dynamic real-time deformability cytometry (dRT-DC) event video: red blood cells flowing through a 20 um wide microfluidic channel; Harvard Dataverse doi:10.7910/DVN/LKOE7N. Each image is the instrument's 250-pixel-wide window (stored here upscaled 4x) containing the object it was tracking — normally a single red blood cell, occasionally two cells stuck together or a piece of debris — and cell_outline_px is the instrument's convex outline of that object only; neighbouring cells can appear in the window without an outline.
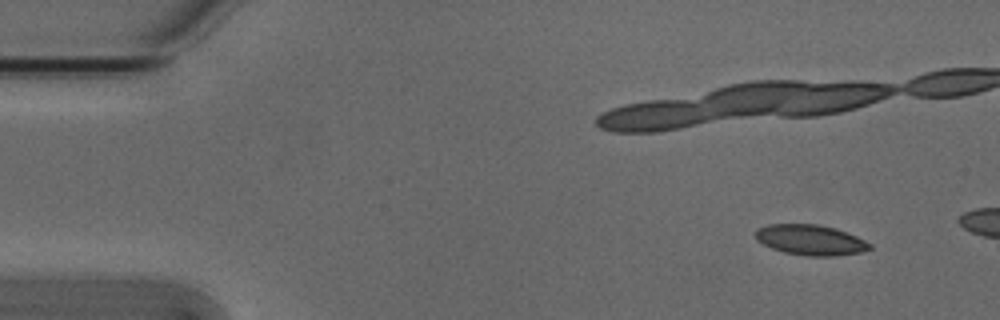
{"species": "Egyptian fruit bat (a non-hibernating species)", "species_latin": "Rousettus aegyptiacus", "temperature_condition": "cold", "stored_images_in_passage": 5, "camera_frame_rate_fps": 3000, "um_per_image_px": 0.085, "animal": {"sex": "male"}, "frame": {"image": 1, "passage_image": 1, "time_ms": 0.0, "image_size_px": [1000, 320], "cell_outline_px": [[872, 248], [860, 252], [836, 256], [804, 256], [784, 252], [772, 248], [756, 240], [756, 228], [768, 224], [816, 224], [836, 228], [856, 236], [872, 244]], "centroid_in_image_um": [68.89, 20.39], "position_along_channel_um": 16.1, "area_um2": 20.29}}